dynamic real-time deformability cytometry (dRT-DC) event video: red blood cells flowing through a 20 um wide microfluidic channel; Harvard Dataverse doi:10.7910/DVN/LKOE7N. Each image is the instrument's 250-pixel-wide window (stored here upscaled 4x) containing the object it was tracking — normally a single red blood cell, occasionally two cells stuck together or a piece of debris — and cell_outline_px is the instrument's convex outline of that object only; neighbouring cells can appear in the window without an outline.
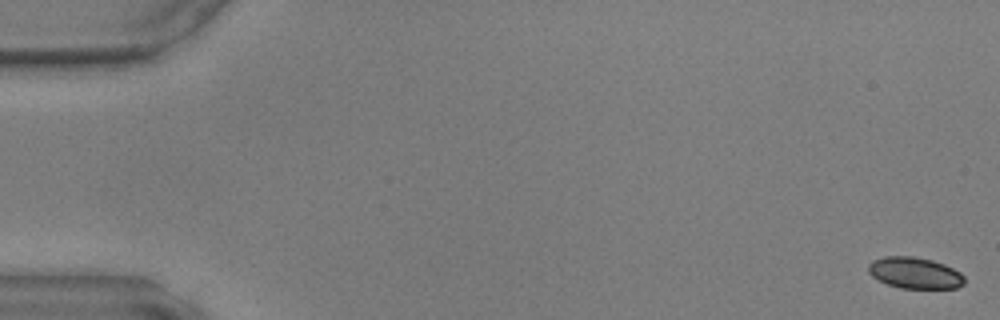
{"species": "common noctule bat (a hibernating species)", "species_latin": "Nyctalus noctula", "temperature_condition": "warm", "stored_images_in_passage": 48, "camera_frame_rate_fps": 3000, "um_per_image_px": 0.085, "animal": {"sex": "male", "body_mass_g": 17.9, "forearm_length_mm": 54.2}, "frame": {"image": 1, "passage_image": 1, "time_ms": 0.0, "image_size_px": [1000, 320], "cell_outline_px": [[964, 284], [956, 288], [900, 288], [888, 284], [872, 276], [868, 272], [868, 264], [872, 260], [884, 256], [912, 256], [932, 260], [944, 264], [960, 272], [964, 276]], "centroid_in_image_um": [77.75, 23.19], "position_along_channel_um": 7.2, "area_um2": 17.51}}
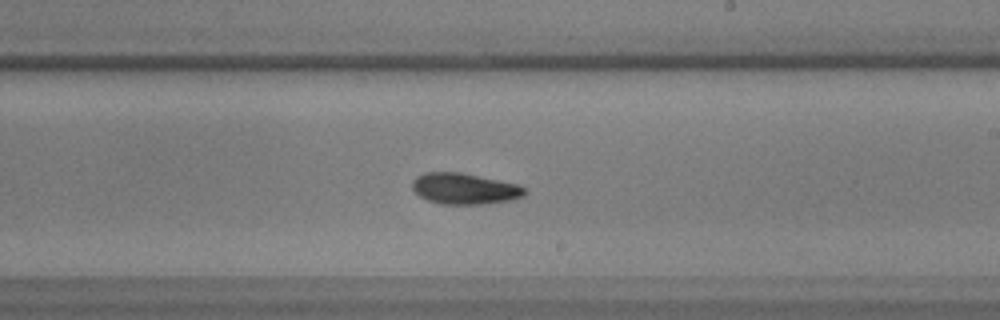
{"frame": {"image": 2, "passage_image": 29, "time_ms": 9.333, "image_size_px": [1000, 320], "cell_outline_px": [[528, 192], [524, 196], [508, 200], [488, 204], [440, 204], [428, 200], [420, 196], [412, 188], [412, 180], [416, 176], [424, 172], [460, 172], [520, 184]], "centroid_in_image_um": [39.49, 16.03], "position_along_channel_um": 249.5, "area_um2": 20.52}}
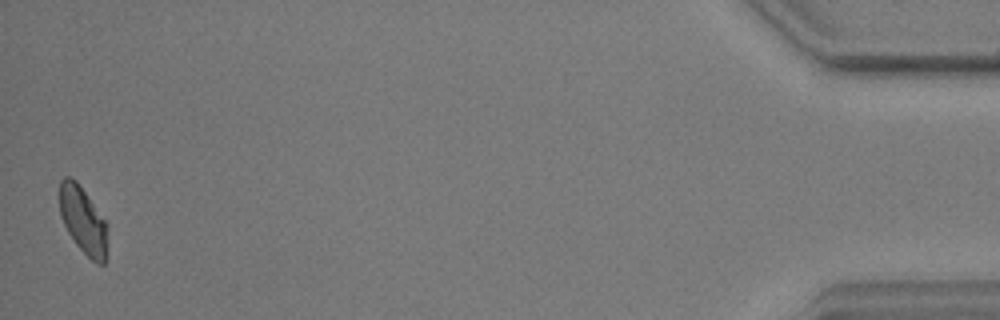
{"frame": {"image": 3, "passage_image": 48, "time_ms": 15.667, "image_size_px": [1000, 320], "cell_outline_px": [[108, 244], [104, 264], [96, 264], [76, 244], [68, 232], [60, 216], [60, 180], [64, 176], [68, 176], [76, 180], [104, 220]], "centroid_in_image_um": [7.04, 18.74], "position_along_channel_um": 428.2, "area_um2": 18.32}}